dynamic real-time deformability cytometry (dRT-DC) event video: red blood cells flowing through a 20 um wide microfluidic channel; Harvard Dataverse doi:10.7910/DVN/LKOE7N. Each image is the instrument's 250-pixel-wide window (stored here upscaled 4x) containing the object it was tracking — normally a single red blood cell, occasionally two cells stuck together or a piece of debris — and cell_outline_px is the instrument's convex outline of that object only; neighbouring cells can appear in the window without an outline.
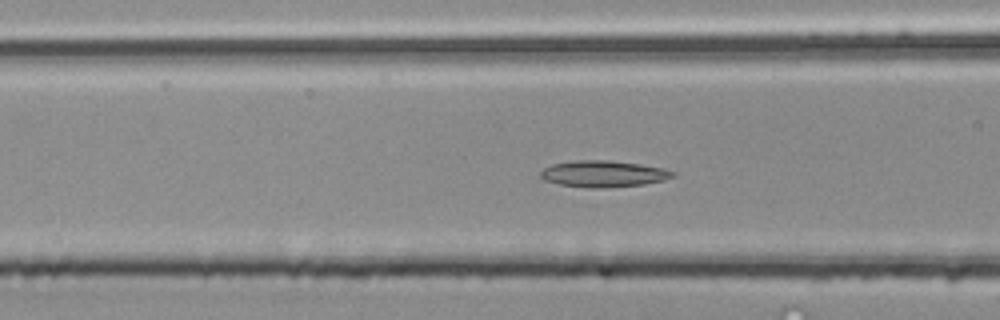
{"species": "common noctule bat (a hibernating species)", "species_latin": "Nyctalus noctula", "temperature_condition": "room temperature", "stored_images_in_passage": 51, "camera_frame_rate_fps": 3000, "um_per_image_px": 0.085, "animal": {"sex": "male", "body_mass_g": 20.4}, "frame": {"image": 1, "passage_image": 20, "time_ms": 6.333, "image_size_px": [1000, 320], "cell_outline_px": [[676, 172], [672, 176], [664, 180], [644, 184], [596, 188], [588, 188], [560, 184], [544, 180], [540, 176], [540, 172], [544, 168], [552, 164], [576, 160], [608, 160], [640, 164], [664, 168]], "centroid_in_image_um": [51.27, 14.77], "position_along_channel_um": 115.3, "area_um2": 20.23}}
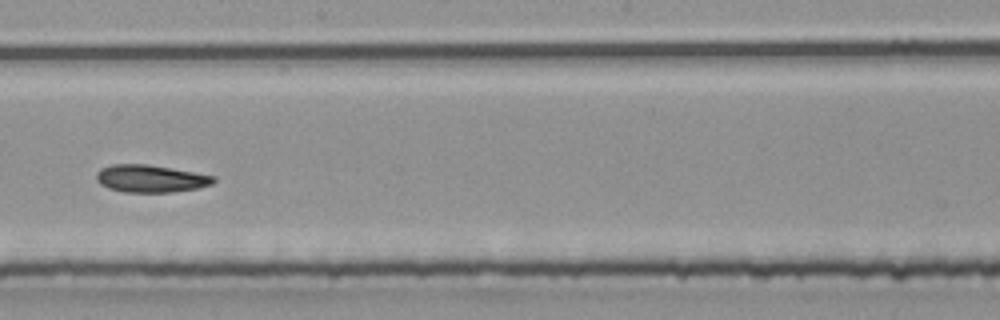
{"frame": {"image": 2, "passage_image": 29, "time_ms": 9.333, "image_size_px": [1000, 320], "cell_outline_px": [[216, 180], [212, 184], [200, 188], [172, 192], [124, 192], [108, 188], [100, 184], [96, 180], [96, 172], [100, 168], [112, 164], [148, 164], [216, 176]], "centroid_in_image_um": [12.8, 15.18], "position_along_channel_um": 235.4, "area_um2": 18.9}}
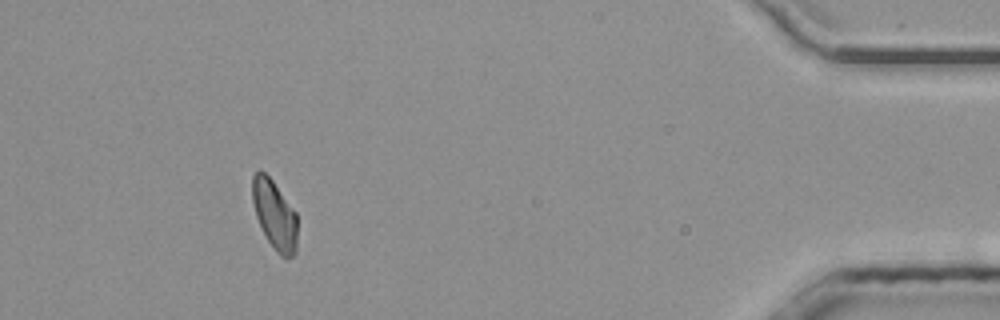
{"frame": {"image": 3, "passage_image": 47, "time_ms": 15.333, "image_size_px": [1000, 320], "cell_outline_px": [[296, 252], [292, 256], [284, 260], [280, 256], [268, 240], [256, 216], [252, 200], [252, 176], [256, 172], [264, 172], [272, 180], [296, 212]], "centroid_in_image_um": [23.34, 18.28], "position_along_channel_um": 411.9, "area_um2": 17.86}, "authors_computed_cell_mechanics": {"area_um2": 19.074, "velocity_mm_per_s": 4.0043, "shape_relaxation_time_tau1_ms": null, "shape_relaxation_time_tau2_ms": 7.1245, "deformation_change_tau1": null, "deformation_change_tau2": 0.1235}}